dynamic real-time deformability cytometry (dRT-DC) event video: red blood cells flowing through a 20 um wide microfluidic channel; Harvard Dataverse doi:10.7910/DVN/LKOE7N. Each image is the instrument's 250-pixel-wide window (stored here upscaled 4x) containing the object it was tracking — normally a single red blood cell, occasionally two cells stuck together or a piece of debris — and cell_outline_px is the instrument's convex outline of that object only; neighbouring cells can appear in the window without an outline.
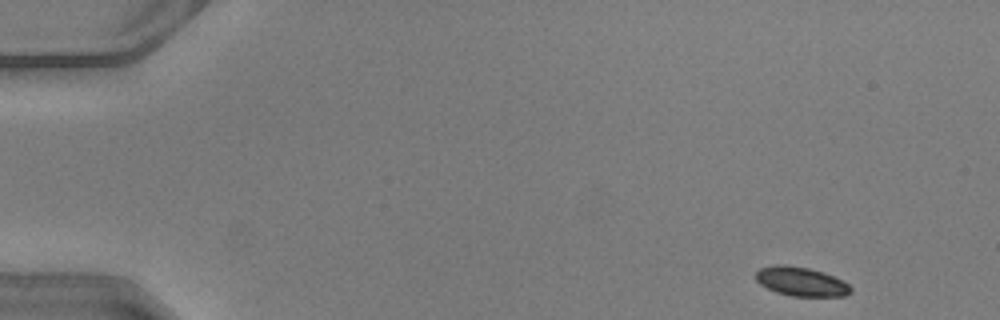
{"species": "common noctule bat (a hibernating species)", "species_latin": "Nyctalus noctula", "temperature_condition": "warm", "stored_images_in_passage": 13, "camera_frame_rate_fps": 3000, "um_per_image_px": 0.085, "animal": {"sex": "male", "body_mass_g": 20.5, "forearm_length_mm": 52.5}, "frame": {"image": 1, "passage_image": 1, "time_ms": 0.0, "image_size_px": [1000, 320], "cell_outline_px": [[852, 292], [844, 296], [792, 296], [776, 292], [760, 284], [756, 280], [756, 272], [760, 268], [776, 264], [784, 264], [808, 268], [824, 272], [844, 280], [852, 288]], "centroid_in_image_um": [68.12, 23.93], "position_along_channel_um": 16.9, "area_um2": 16.18}}
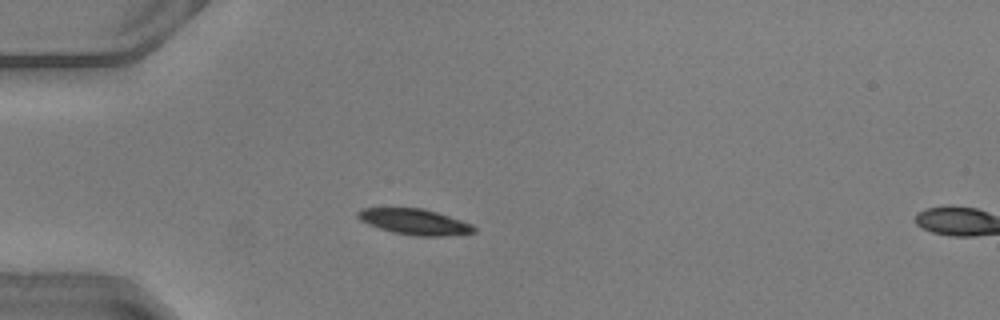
{"frame": {"image": 2, "passage_image": 11, "time_ms": 3.333, "image_size_px": [1000, 320], "cell_outline_px": [[476, 232], [440, 236], [416, 236], [392, 232], [368, 224], [360, 220], [356, 216], [356, 212], [360, 208], [424, 208], [472, 224], [476, 228]], "centroid_in_image_um": [35.2, 18.84], "position_along_channel_um": 49.8, "area_um2": 17.34}}